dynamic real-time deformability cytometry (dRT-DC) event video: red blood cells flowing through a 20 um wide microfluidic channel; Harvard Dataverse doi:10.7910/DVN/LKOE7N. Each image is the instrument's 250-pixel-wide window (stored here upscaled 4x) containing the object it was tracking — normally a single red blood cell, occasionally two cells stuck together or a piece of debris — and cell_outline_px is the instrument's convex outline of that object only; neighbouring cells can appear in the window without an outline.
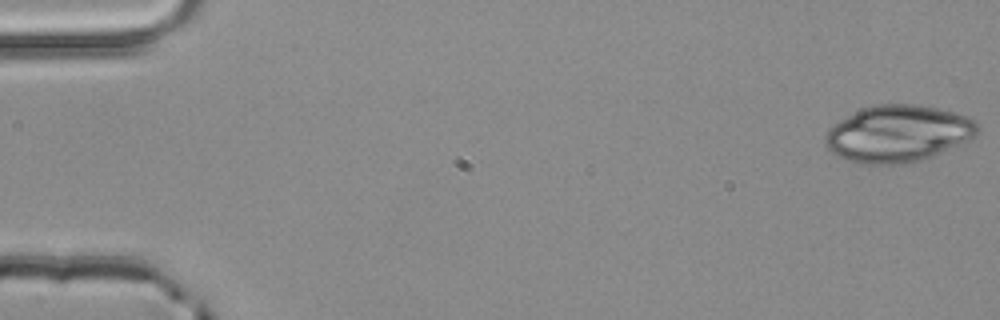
{"species": "common noctule bat (a hibernating species)", "species_latin": "Nyctalus noctula", "temperature_condition": "room temperature", "stored_images_in_passage": 4, "camera_frame_rate_fps": 3000, "um_per_image_px": 0.085, "animal": {"sex": "male", "body_mass_g": 20.4}, "frame": {"image": 1, "passage_image": 1, "time_ms": 0.0, "image_size_px": [1000, 320], "cell_outline_px": [[980, 128], [976, 136], [968, 140], [940, 152], [920, 160], [904, 164], [856, 164], [832, 152], [824, 144], [824, 136], [828, 128], [840, 120], [860, 108], [876, 104], [916, 104], [940, 108], [964, 116], [980, 124]], "centroid_in_image_um": [76.3, 11.35], "position_along_channel_um": 8.7, "area_um2": 50.4}}